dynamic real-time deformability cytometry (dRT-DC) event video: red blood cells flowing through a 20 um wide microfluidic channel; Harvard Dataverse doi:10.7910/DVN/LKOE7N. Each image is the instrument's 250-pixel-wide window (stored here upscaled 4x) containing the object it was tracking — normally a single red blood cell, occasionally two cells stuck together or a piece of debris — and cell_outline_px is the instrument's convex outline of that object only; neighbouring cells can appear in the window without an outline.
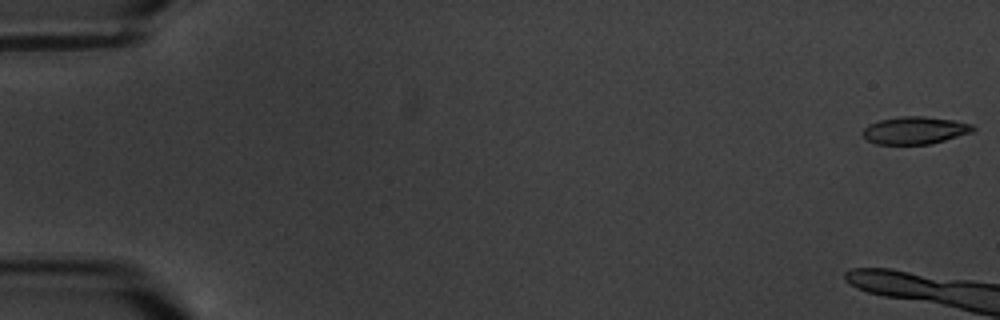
{"species": "common noctule bat (a hibernating species)", "species_latin": "Nyctalus noctula", "temperature_condition": "warm", "stored_images_in_passage": 11, "camera_frame_rate_fps": 3000, "um_per_image_px": 0.085, "animal": {"sex": "male", "body_mass_g": 20.1, "forearm_length_mm": 53.5}, "frame": {"image": 1, "passage_image": 1, "time_ms": 0.0, "image_size_px": [1000, 320], "cell_outline_px": [[976, 128], [972, 132], [944, 140], [928, 144], [876, 144], [868, 140], [860, 132], [868, 124], [880, 120], [900, 116], [924, 116], [952, 120], [972, 124]], "centroid_in_image_um": [77.74, 11.07], "position_along_channel_um": 7.3, "area_um2": 17.57}}
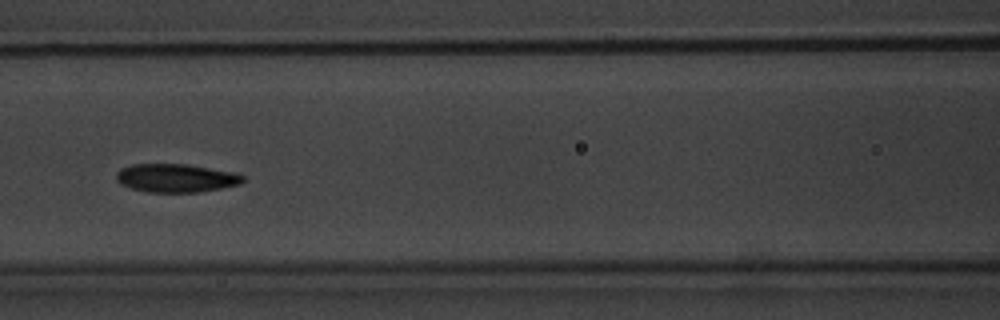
{"frame": {"image": 2, "passage_image": 10, "time_ms": 11.333, "image_size_px": [1000, 320], "cell_outline_px": [[244, 180], [240, 184], [220, 188], [196, 192], [148, 192], [132, 188], [120, 184], [116, 180], [116, 172], [120, 168], [132, 164], [188, 164], [236, 172], [244, 176]], "centroid_in_image_um": [14.95, 15.12], "position_along_channel_um": 151.7, "area_um2": 21.04}}